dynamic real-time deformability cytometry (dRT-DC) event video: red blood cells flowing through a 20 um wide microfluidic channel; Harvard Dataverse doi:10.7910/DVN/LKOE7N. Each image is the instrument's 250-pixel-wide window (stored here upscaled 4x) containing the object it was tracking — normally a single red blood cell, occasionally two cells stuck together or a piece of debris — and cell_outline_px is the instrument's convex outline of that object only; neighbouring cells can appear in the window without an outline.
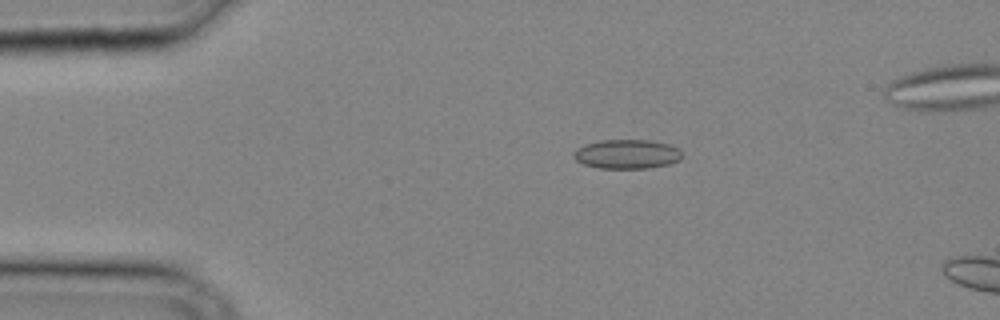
{"species": "common noctule bat (a hibernating species)", "species_latin": "Nyctalus noctula", "temperature_condition": "cold", "stored_images_in_passage": 10, "camera_frame_rate_fps": 3000, "um_per_image_px": 0.085, "animal": {"sex": "male", "body_mass_g": 20.4}, "frame": {"image": 1, "passage_image": 7, "time_ms": 2.0, "image_size_px": [1000, 320], "cell_outline_px": [[680, 160], [668, 164], [648, 168], [600, 168], [584, 164], [576, 160], [572, 156], [572, 152], [576, 148], [584, 144], [600, 140], [652, 140], [668, 144], [680, 148]], "centroid_in_image_um": [53.26, 13.09], "position_along_channel_um": 31.7, "area_um2": 18.55}}